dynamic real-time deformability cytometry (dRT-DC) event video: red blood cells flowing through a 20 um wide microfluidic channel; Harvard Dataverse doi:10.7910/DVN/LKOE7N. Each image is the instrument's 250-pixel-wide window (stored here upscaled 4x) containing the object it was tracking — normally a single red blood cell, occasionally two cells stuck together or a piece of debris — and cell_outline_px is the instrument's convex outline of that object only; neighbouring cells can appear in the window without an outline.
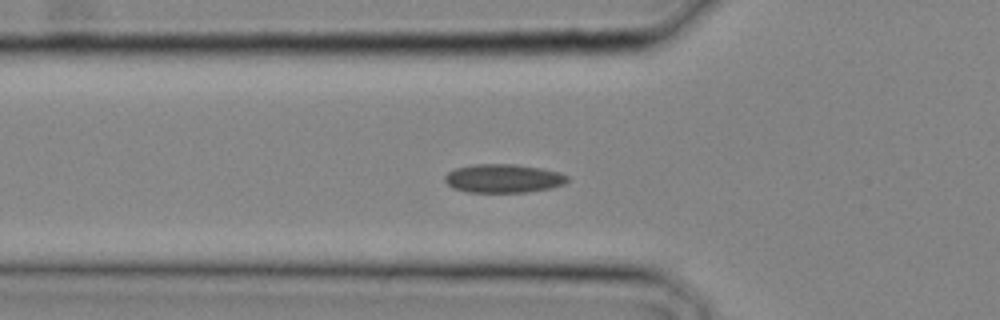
{"species": "common noctule bat (a hibernating species)", "species_latin": "Nyctalus noctula", "temperature_condition": "cold", "stored_images_in_passage": 28, "camera_frame_rate_fps": 3000, "um_per_image_px": 0.085, "animal": {"sex": "male", "body_mass_g": 20.4}, "frame": {"image": 1, "passage_image": 11, "time_ms": 3.333, "image_size_px": [1000, 320], "cell_outline_px": [[568, 180], [564, 184], [552, 188], [528, 192], [468, 192], [452, 188], [444, 180], [444, 176], [448, 172], [456, 168], [472, 164], [516, 164], [540, 168], [560, 172], [568, 176]], "centroid_in_image_um": [42.78, 15.16], "position_along_channel_um": 83.0, "area_um2": 20.58}}
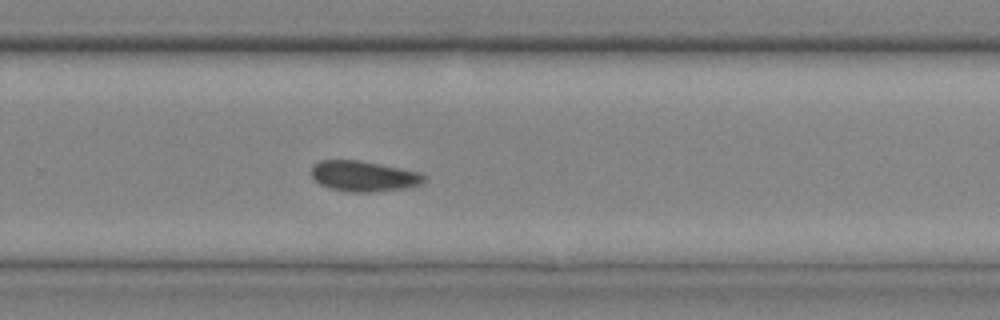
{"frame": {"image": 2, "passage_image": 21, "time_ms": 6.667, "image_size_px": [1000, 320], "cell_outline_px": [[428, 176], [420, 184], [404, 188], [372, 192], [352, 192], [328, 188], [320, 184], [312, 176], [312, 164], [320, 160], [360, 160], [420, 172]], "centroid_in_image_um": [30.91, 14.97], "position_along_channel_um": 298.9, "area_um2": 20.06}}
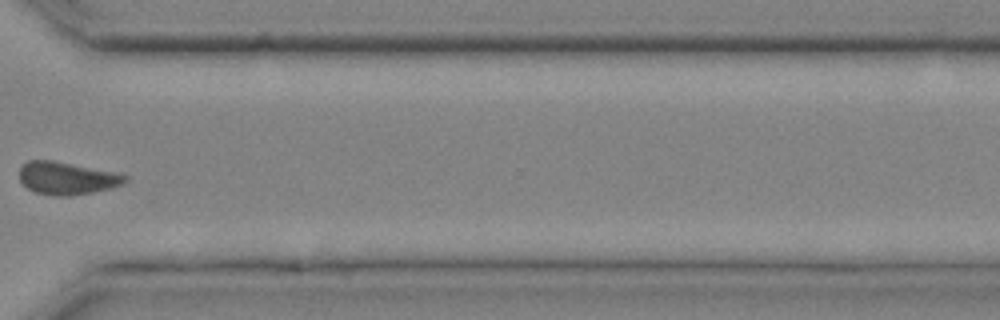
{"frame": {"image": 3, "passage_image": 24, "time_ms": 7.667, "image_size_px": [1000, 320], "cell_outline_px": [[128, 180], [124, 184], [112, 188], [72, 196], [56, 196], [36, 192], [28, 188], [20, 180], [20, 168], [28, 160], [52, 160], [120, 172], [128, 176]], "centroid_in_image_um": [5.76, 15.14], "position_along_channel_um": 364.8, "area_um2": 20.35}}